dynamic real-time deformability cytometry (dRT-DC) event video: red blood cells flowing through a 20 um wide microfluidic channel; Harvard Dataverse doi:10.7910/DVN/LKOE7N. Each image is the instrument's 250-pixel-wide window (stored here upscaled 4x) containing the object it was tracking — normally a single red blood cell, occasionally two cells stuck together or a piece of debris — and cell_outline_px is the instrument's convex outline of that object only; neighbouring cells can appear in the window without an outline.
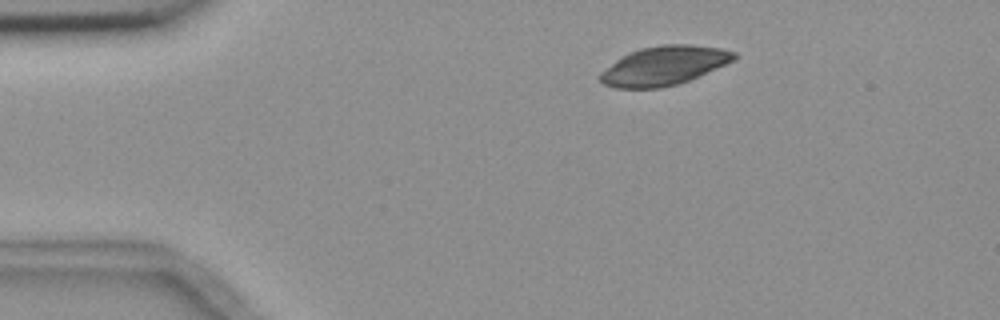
{"species": "common noctule bat (a hibernating species)", "species_latin": "Nyctalus noctula", "temperature_condition": "room temperature", "stored_images_in_passage": 4, "camera_frame_rate_fps": 3000, "um_per_image_px": 0.085, "animal": {"sex": "female", "body_mass_g": 18.4}, "frame": {"image": 1, "passage_image": 3, "time_ms": 2.667, "image_size_px": [1000, 320], "cell_outline_px": [[740, 56], [736, 60], [688, 80], [676, 84], [660, 88], [616, 88], [604, 84], [600, 80], [600, 72], [616, 60], [628, 52], [640, 48], [664, 44], [688, 44], [720, 48], [736, 52]], "centroid_in_image_um": [56.46, 5.57], "position_along_channel_um": 28.5, "area_um2": 30.4}}